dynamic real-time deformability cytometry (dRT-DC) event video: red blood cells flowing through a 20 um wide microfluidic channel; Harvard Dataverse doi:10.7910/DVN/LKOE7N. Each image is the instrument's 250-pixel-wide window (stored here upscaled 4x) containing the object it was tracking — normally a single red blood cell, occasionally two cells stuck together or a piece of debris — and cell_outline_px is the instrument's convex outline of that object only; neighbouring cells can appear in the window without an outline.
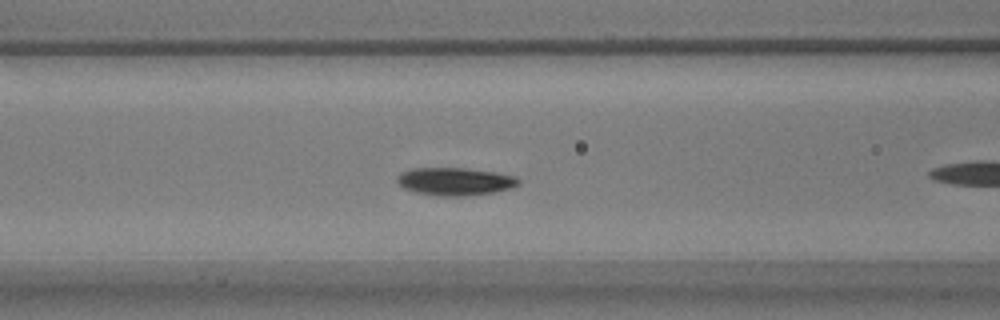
{"species": "common noctule bat (a hibernating species)", "species_latin": "Nyctalus noctula", "temperature_condition": "warm", "stored_images_in_passage": 42, "camera_frame_rate_fps": 3000, "um_per_image_px": 0.085, "animal": {"sex": "male", "body_mass_g": 17.9}, "frame": {"image": 1, "passage_image": 9, "time_ms": 2.667, "image_size_px": [1000, 320], "cell_outline_px": [[520, 184], [512, 188], [496, 192], [464, 196], [440, 196], [416, 192], [404, 188], [396, 180], [396, 176], [400, 172], [412, 168], [464, 168], [496, 172], [516, 176], [520, 180]], "centroid_in_image_um": [38.7, 15.42], "position_along_channel_um": 127.9, "area_um2": 19.83}}
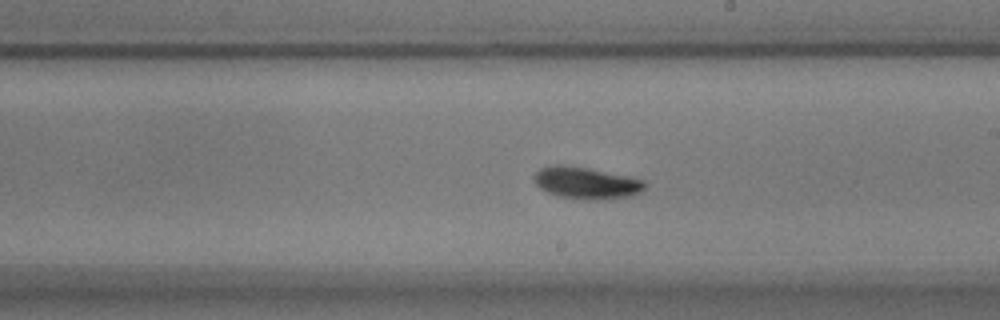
{"frame": {"image": 2, "passage_image": 18, "time_ms": 5.667, "image_size_px": [1000, 320], "cell_outline_px": [[648, 184], [640, 192], [632, 196], [608, 200], [596, 200], [560, 196], [548, 192], [540, 188], [532, 180], [532, 176], [540, 168], [556, 164], [560, 164], [588, 168], [628, 176], [644, 180]], "centroid_in_image_um": [49.85, 15.55], "position_along_channel_um": 239.2, "area_um2": 20.69}}
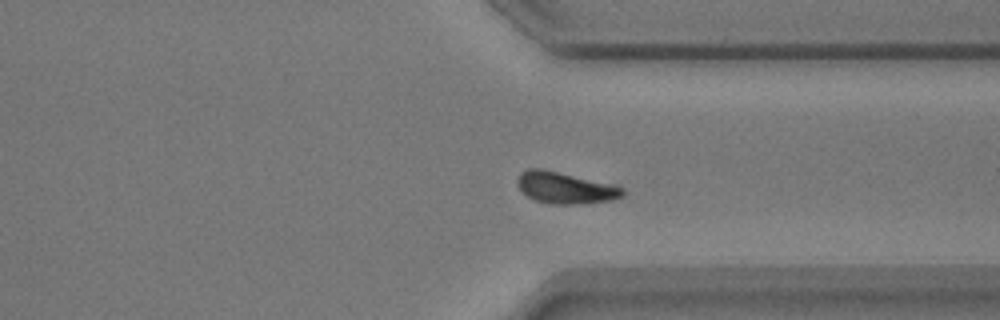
{"frame": {"image": 3, "passage_image": 28, "time_ms": 9.0, "image_size_px": [1000, 320], "cell_outline_px": [[624, 196], [612, 200], [576, 204], [552, 204], [532, 200], [516, 184], [516, 180], [520, 172], [528, 168], [540, 168], [620, 184], [624, 188]], "centroid_in_image_um": [48.1, 15.95], "position_along_channel_um": 363.3, "area_um2": 19.88}, "authors_computed_cell_mechanics": {"area_um2": 18.7561, "velocity_mm_per_s": 3.7159, "shape_relaxation_time_tau1_ms": 1.2063, "shape_relaxation_time_tau2_ms": 1.4799, "deformation_change_tau1": 0.0572, "deformation_change_tau2": 0.0362}}